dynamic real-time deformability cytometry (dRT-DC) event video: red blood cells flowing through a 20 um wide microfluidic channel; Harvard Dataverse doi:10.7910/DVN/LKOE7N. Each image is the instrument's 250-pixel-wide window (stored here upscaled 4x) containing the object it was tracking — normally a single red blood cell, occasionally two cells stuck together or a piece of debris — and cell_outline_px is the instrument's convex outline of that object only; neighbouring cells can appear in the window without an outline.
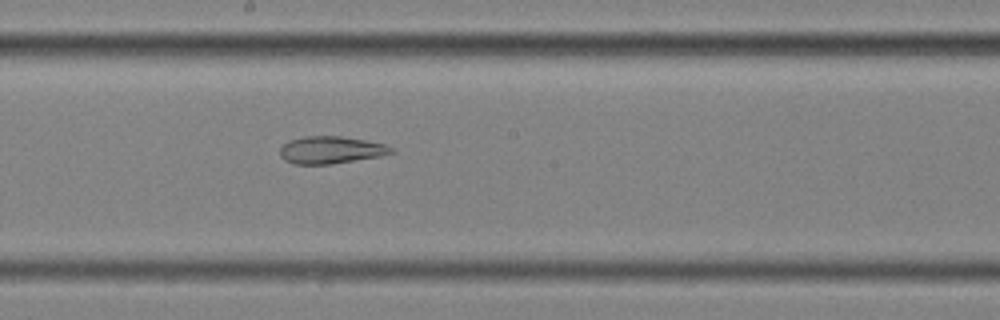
{"species": "common noctule bat (a hibernating species)", "species_latin": "Nyctalus noctula", "temperature_condition": "cold", "stored_images_in_passage": 46, "segment_of_instrument_passage": [2, 2], "camera_frame_rate_fps": 3000, "um_per_image_px": 0.085, "animal": {"sex": "female", "body_mass_g": 25.1}, "frame": {"image": 1, "passage_image": 20, "time_ms": 6.333, "image_size_px": [1000, 320], "cell_outline_px": [[396, 152], [380, 156], [332, 164], [296, 164], [284, 160], [280, 156], [280, 148], [288, 140], [304, 136], [340, 136], [364, 140], [384, 144], [396, 148]], "centroid_in_image_um": [28.14, 12.74], "position_along_channel_um": 220.1, "area_um2": 17.8}}
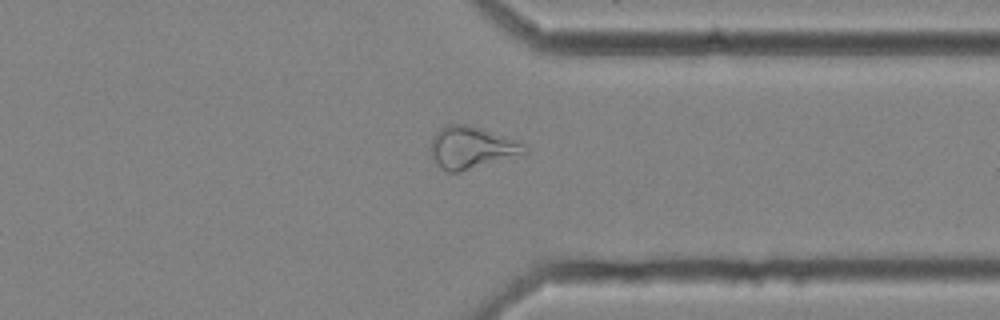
{"frame": {"image": 2, "passage_image": 33, "time_ms": 10.667, "image_size_px": [1000, 320], "cell_outline_px": [[528, 152], [460, 172], [448, 172], [440, 168], [436, 164], [432, 156], [432, 136], [444, 124], [468, 124], [484, 128], [508, 136], [524, 144], [528, 148]], "centroid_in_image_um": [40.08, 12.52], "position_along_channel_um": 371.3, "area_um2": 23.12}}
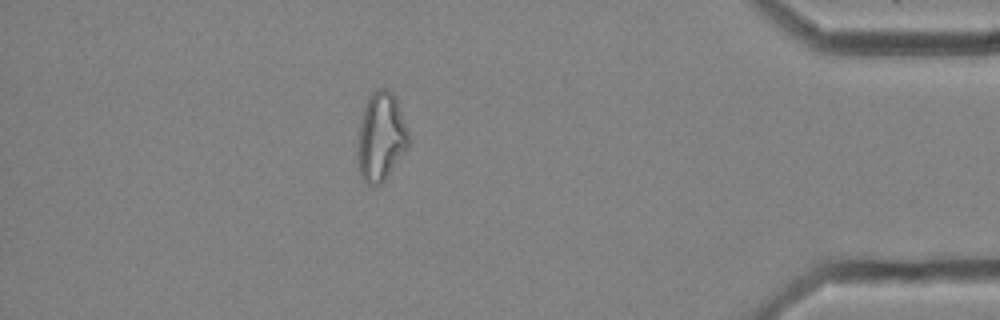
{"frame": {"image": 3, "passage_image": 39, "time_ms": 12.667, "image_size_px": [1000, 320], "cell_outline_px": [[408, 148], [384, 180], [380, 184], [368, 184], [360, 176], [356, 156], [356, 152], [360, 124], [364, 108], [368, 96], [372, 92], [380, 88], [384, 88], [392, 92], [396, 100], [408, 128]], "centroid_in_image_um": [32.36, 11.64], "position_along_channel_um": 402.8, "area_um2": 26.24}}